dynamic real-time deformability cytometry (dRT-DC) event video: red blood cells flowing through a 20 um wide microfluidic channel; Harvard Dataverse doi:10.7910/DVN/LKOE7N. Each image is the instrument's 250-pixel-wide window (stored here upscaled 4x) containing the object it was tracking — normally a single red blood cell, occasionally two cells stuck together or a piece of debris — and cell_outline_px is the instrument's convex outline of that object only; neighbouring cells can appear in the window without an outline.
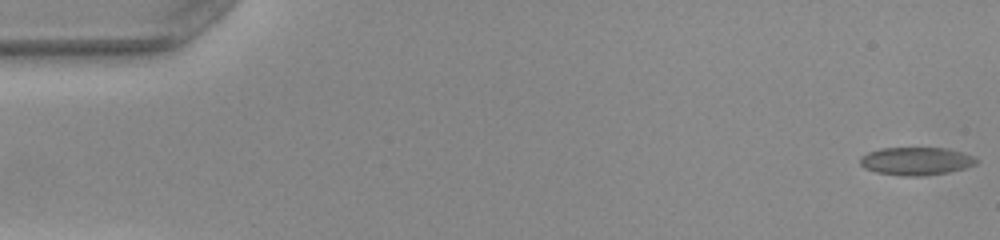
{"species": "common noctule bat (a hibernating species)", "species_latin": "Nyctalus noctula", "temperature_condition": "warm", "stored_images_in_passage": 51, "camera_frame_rate_fps": 3000, "um_per_image_px": 0.085, "animal": {"sex": "female", "body_mass_g": 22.0, "forearm_length_mm": 56.7}, "frame": {"image": 1, "passage_image": 1, "time_ms": 0.0, "image_size_px": [1000, 240], "cell_outline_px": [[976, 164], [964, 168], [948, 172], [924, 176], [900, 176], [876, 172], [864, 168], [860, 164], [860, 156], [868, 152], [880, 148], [944, 148], [960, 152], [972, 156], [976, 160]], "centroid_in_image_um": [77.81, 13.7], "position_along_channel_um": 7.2, "area_um2": 18.84}}
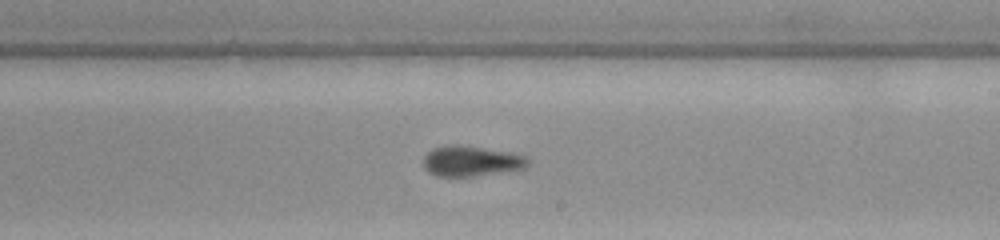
{"frame": {"image": 2, "passage_image": 30, "time_ms": 9.667, "image_size_px": [1000, 240], "cell_outline_px": [[528, 164], [524, 168], [472, 176], [436, 176], [428, 172], [424, 168], [424, 156], [428, 152], [436, 148], [480, 148], [512, 152], [524, 156], [528, 160]], "centroid_in_image_um": [40.06, 13.74], "position_along_channel_um": 248.9, "area_um2": 17.4}}
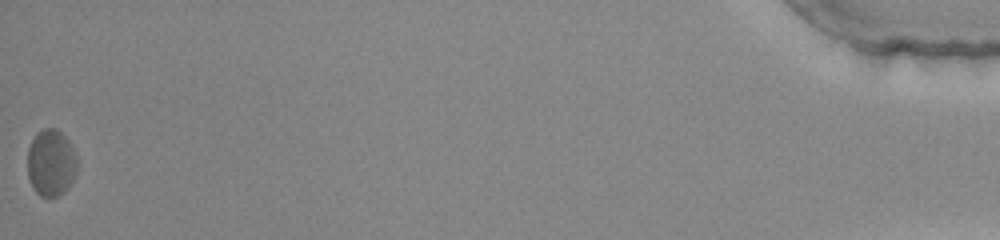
{"frame": {"image": 3, "passage_image": 51, "time_ms": 16.667, "image_size_px": [1000, 240], "cell_outline_px": [[76, 172], [72, 180], [64, 192], [56, 196], [40, 196], [32, 188], [28, 176], [28, 148], [36, 132], [44, 128], [56, 128], [68, 140], [76, 152]], "centroid_in_image_um": [4.32, 13.82], "position_along_channel_um": 430.9, "area_um2": 19.31}, "authors_computed_cell_mechanics": {"area_um2": 18.1492, "velocity_mm_per_s": 4.0244, "shape_relaxation_time_tau1_ms": null, "shape_relaxation_time_tau2_ms": 2.6822, "deformation_change_tau1": null, "deformation_change_tau2": 0.0932}}